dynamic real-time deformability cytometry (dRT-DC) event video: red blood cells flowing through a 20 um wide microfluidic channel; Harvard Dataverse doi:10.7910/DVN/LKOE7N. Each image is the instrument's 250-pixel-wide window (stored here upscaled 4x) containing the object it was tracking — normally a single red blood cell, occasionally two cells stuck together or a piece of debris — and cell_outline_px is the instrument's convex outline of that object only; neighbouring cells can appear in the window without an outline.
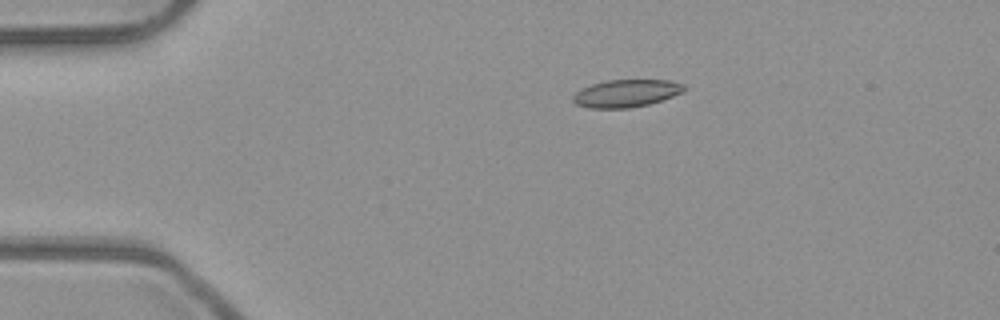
{"species": "common noctule bat (a hibernating species)", "species_latin": "Nyctalus noctula", "temperature_condition": "room temperature", "stored_images_in_passage": 2, "camera_frame_rate_fps": 3000, "um_per_image_px": 0.085, "animal": {"sex": "male", "body_mass_g": 23.1, "forearm_length_mm": 52.7}, "frame": {"image": 1, "passage_image": 1, "time_ms": 0.0, "image_size_px": [1000, 320], "cell_outline_px": [[684, 92], [648, 104], [628, 108], [588, 108], [576, 104], [572, 100], [572, 96], [580, 88], [592, 84], [608, 80], [672, 80], [684, 84]], "centroid_in_image_um": [53.2, 7.93], "position_along_channel_um": 31.8, "area_um2": 17.8}}